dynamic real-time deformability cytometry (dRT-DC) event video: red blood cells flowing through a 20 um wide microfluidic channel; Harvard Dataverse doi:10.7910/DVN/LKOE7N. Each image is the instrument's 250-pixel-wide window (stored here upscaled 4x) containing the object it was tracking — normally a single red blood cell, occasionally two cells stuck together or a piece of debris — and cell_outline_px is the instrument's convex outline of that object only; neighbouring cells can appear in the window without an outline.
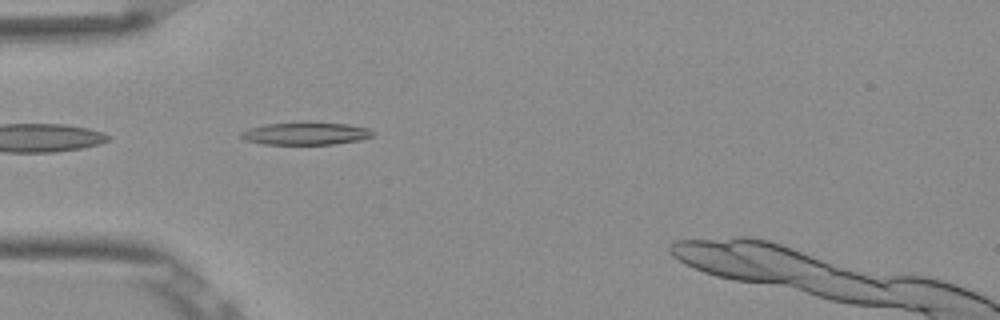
{"species": "Egyptian fruit bat (a non-hibernating species)", "species_latin": "Rousettus aegyptiacus", "temperature_condition": "room temperature", "stored_images_in_passage": 36, "camera_frame_rate_fps": 3000, "um_per_image_px": 0.085, "frame": {"image": 1, "passage_image": 2, "time_ms": 0.333, "image_size_px": [1000, 320], "cell_outline_px": [[376, 132], [372, 136], [360, 140], [332, 144], [264, 144], [248, 140], [240, 136], [240, 132], [264, 124], [348, 124], [368, 128]], "centroid_in_image_um": [26.04, 11.37], "position_along_channel_um": 59.0, "area_um2": 16.53}}
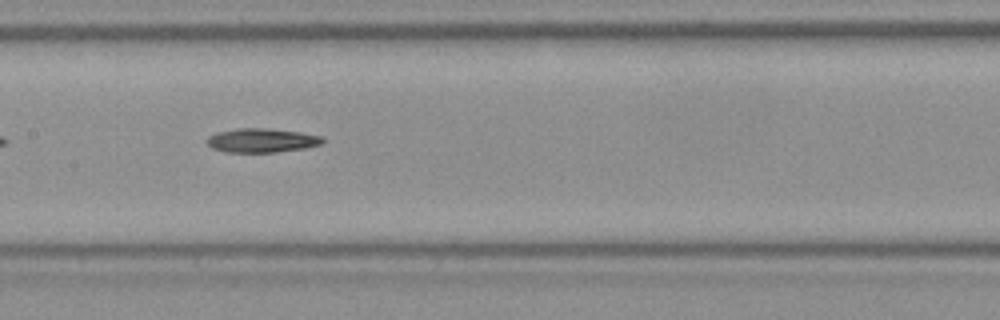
{"frame": {"image": 2, "passage_image": 12, "time_ms": 3.667, "image_size_px": [1000, 320], "cell_outline_px": [[324, 140], [320, 144], [304, 148], [276, 152], [224, 152], [212, 148], [204, 140], [208, 136], [216, 132], [236, 128], [268, 128], [300, 132], [324, 136]], "centroid_in_image_um": [22.21, 11.92], "position_along_channel_um": 185.2, "area_um2": 16.36}}
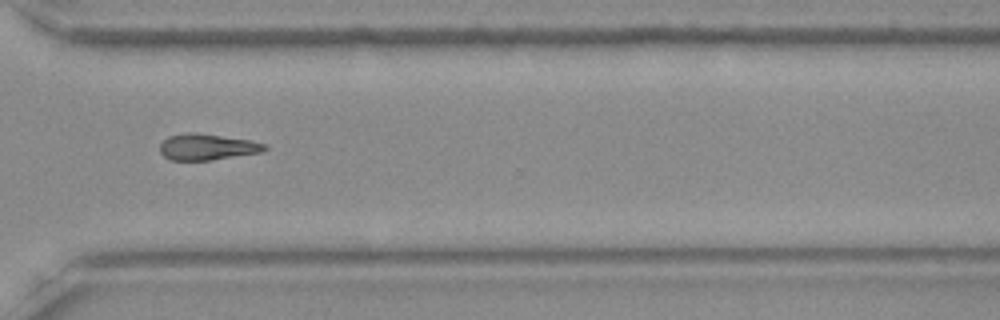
{"frame": {"image": 3, "passage_image": 25, "time_ms": 8.0, "image_size_px": [1000, 320], "cell_outline_px": [[268, 148], [264, 152], [212, 160], [168, 160], [160, 152], [160, 144], [168, 136], [196, 132], [252, 140], [268, 144]], "centroid_in_image_um": [17.67, 12.49], "position_along_channel_um": 352.9, "area_um2": 16.18}, "authors_computed_cell_mechanics": {"area_um2": 16.0973, "velocity_mm_per_s": 3.8772, "shape_relaxation_time_tau1_ms": 3.7101, "shape_relaxation_time_tau2_ms": null, "deformation_change_tau1": 0.1402, "deformation_change_tau2": null}}